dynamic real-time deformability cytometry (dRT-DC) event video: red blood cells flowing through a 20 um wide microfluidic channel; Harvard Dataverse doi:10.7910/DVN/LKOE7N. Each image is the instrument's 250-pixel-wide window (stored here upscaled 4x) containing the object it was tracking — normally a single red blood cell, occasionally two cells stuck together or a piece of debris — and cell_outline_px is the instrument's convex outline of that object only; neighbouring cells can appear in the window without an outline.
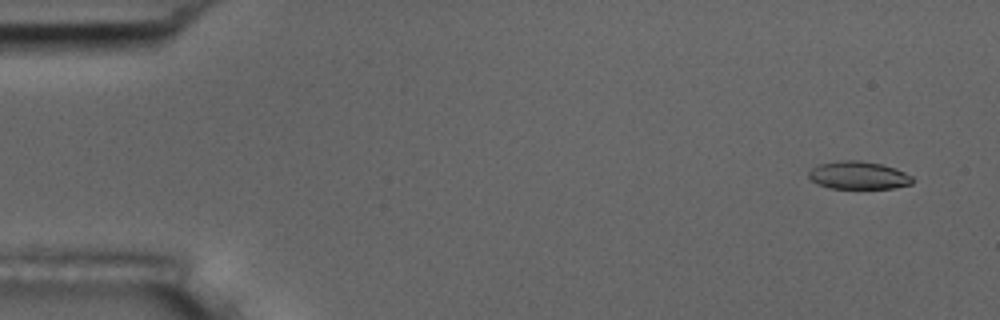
{"species": "common noctule bat (a hibernating species)", "species_latin": "Nyctalus noctula", "temperature_condition": "room temperature", "stored_images_in_passage": 57, "camera_frame_rate_fps": 3000, "um_per_image_px": 0.085, "animal": {"sex": "male", "body_mass_g": 17.5, "forearm_length_mm": 52.3}, "frame": {"image": 1, "passage_image": 4, "time_ms": 1.0, "image_size_px": [1000, 320], "cell_outline_px": [[916, 180], [912, 184], [892, 188], [828, 188], [816, 184], [808, 176], [808, 172], [812, 168], [820, 164], [844, 160], [860, 160], [880, 164], [896, 168], [912, 176]], "centroid_in_image_um": [72.99, 14.91], "position_along_channel_um": 12.0, "area_um2": 16.88}}
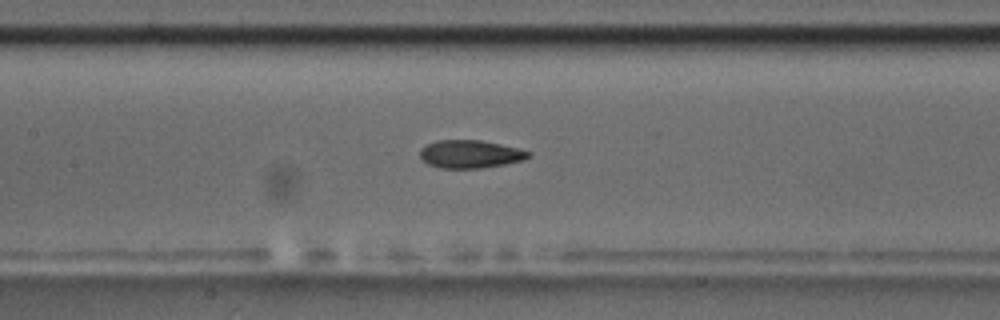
{"frame": {"image": 2, "passage_image": 27, "time_ms": 8.667, "image_size_px": [1000, 320], "cell_outline_px": [[532, 156], [524, 160], [484, 168], [440, 168], [428, 164], [420, 156], [420, 148], [436, 140], [480, 140], [520, 148], [532, 152]], "centroid_in_image_um": [40.01, 13.1], "position_along_channel_um": 167.4, "area_um2": 17.8}}
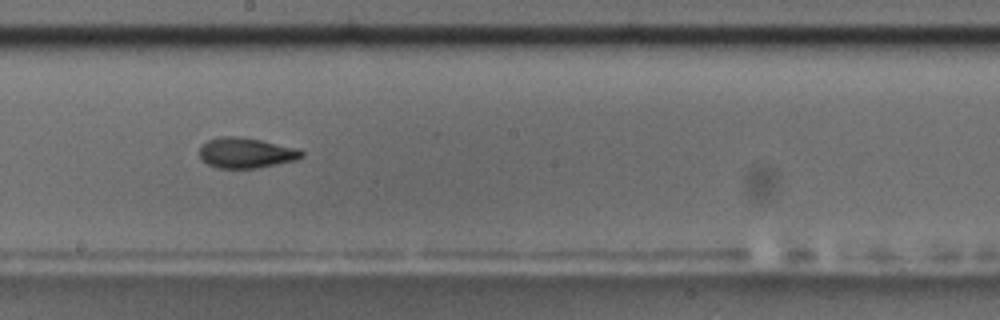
{"frame": {"image": 3, "passage_image": 32, "time_ms": 10.333, "image_size_px": [1000, 320], "cell_outline_px": [[304, 156], [296, 160], [256, 168], [216, 168], [200, 160], [200, 148], [208, 140], [220, 136], [236, 136], [260, 140], [300, 148], [304, 152]], "centroid_in_image_um": [20.93, 12.99], "position_along_channel_um": 227.3, "area_um2": 18.15}, "authors_computed_cell_mechanics": {"area_um2": 17.918, "velocity_mm_per_s": 3.6213, "shape_relaxation_time_tau1_ms": 6.5386, "shape_relaxation_time_tau2_ms": 2.5368, "deformation_change_tau1": 0.1913, "deformation_change_tau2": 0.0893}}